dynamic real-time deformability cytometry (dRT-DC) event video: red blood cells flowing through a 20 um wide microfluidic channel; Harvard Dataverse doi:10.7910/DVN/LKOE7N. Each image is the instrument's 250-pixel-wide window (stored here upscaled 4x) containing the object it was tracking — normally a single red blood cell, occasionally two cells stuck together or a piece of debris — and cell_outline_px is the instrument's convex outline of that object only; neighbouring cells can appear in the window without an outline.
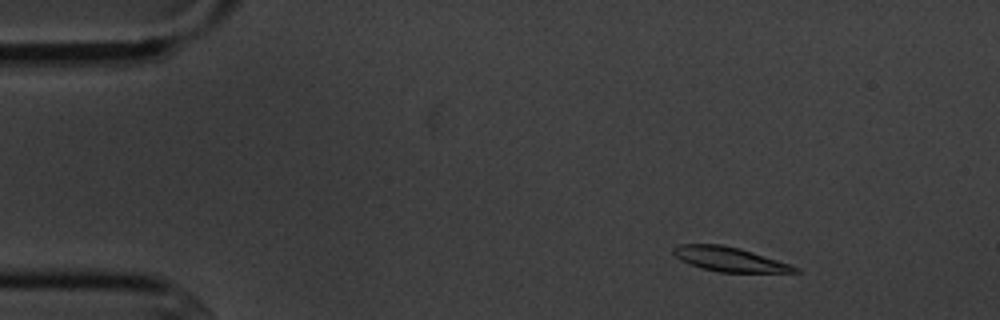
{"species": "common noctule bat (a hibernating species)", "species_latin": "Nyctalus noctula", "temperature_condition": "cold", "stored_images_in_passage": 4, "camera_frame_rate_fps": 3000, "um_per_image_px": 0.085, "animal": {"sex": "male", "body_mass_g": 20.1, "forearm_length_mm": 53.5}, "frame": {"image": 1, "passage_image": 2, "time_ms": 1.333, "image_size_px": [1000, 320], "cell_outline_px": [[800, 272], [720, 272], [700, 268], [680, 260], [672, 252], [672, 248], [680, 244], [720, 244], [740, 248], [800, 268]], "centroid_in_image_um": [61.95, 22.03], "position_along_channel_um": 23.1, "area_um2": 17.05}}
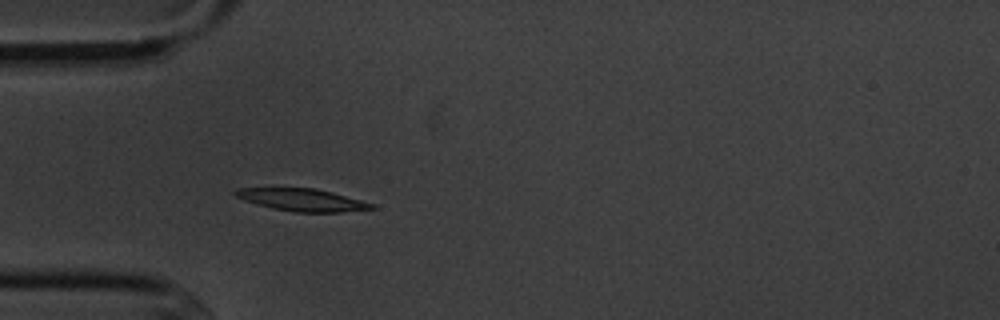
{"frame": {"image": 2, "passage_image": 4, "time_ms": 4.333, "image_size_px": [1000, 320], "cell_outline_px": [[376, 208], [340, 212], [296, 212], [272, 208], [244, 200], [236, 196], [232, 192], [236, 188], [316, 188], [332, 192], [376, 204]], "centroid_in_image_um": [25.69, 16.98], "position_along_channel_um": 59.3, "area_um2": 17.69}}